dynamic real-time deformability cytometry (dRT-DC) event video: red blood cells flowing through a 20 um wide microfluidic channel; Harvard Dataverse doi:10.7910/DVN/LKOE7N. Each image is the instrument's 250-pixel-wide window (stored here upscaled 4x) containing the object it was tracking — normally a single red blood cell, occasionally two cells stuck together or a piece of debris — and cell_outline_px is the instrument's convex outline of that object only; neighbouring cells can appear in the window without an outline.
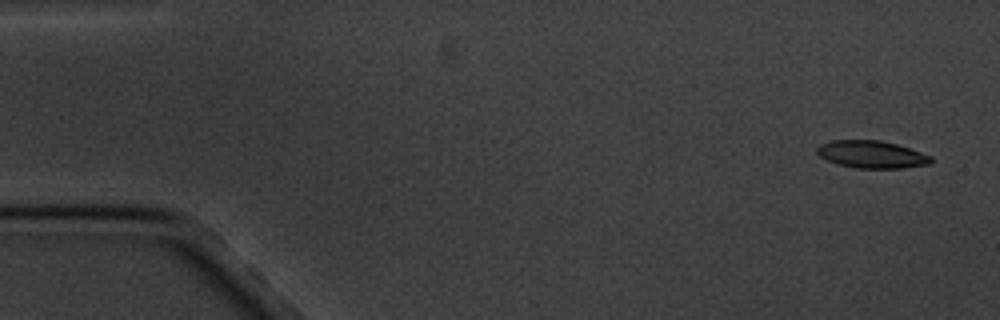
{"species": "common noctule bat (a hibernating species)", "species_latin": "Nyctalus noctula", "temperature_condition": "cold", "stored_images_in_passage": 5, "segment_of_instrument_passage": [1, 2], "camera_frame_rate_fps": 3000, "um_per_image_px": 0.085, "animal": {"sex": "male", "body_mass_g": 20.1, "forearm_length_mm": 53.5}, "frame": {"image": 1, "passage_image": 1, "time_ms": 0.0, "image_size_px": [1000, 320], "cell_outline_px": [[932, 164], [900, 168], [856, 168], [836, 164], [820, 156], [816, 152], [816, 148], [820, 144], [832, 140], [880, 140], [896, 144], [932, 156]], "centroid_in_image_um": [74.08, 13.13], "position_along_channel_um": 10.9, "area_um2": 18.21}}
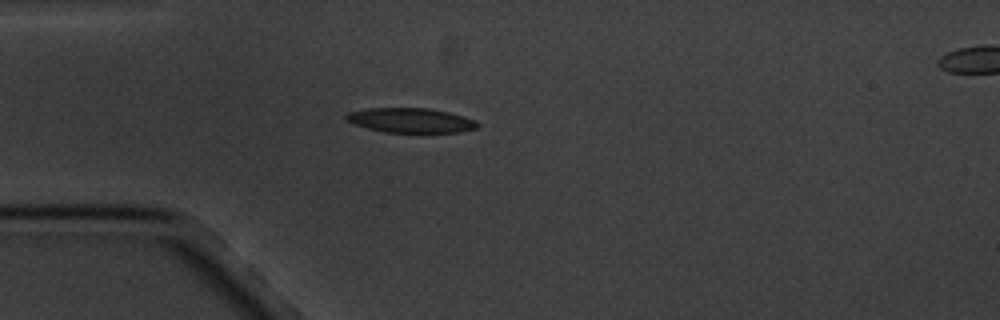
{"frame": {"image": 2, "passage_image": 4, "time_ms": 4.333, "image_size_px": [1000, 320], "cell_outline_px": [[480, 124], [476, 128], [460, 132], [384, 132], [352, 124], [344, 120], [344, 116], [348, 112], [368, 108], [428, 108], [448, 112], [464, 116], [476, 120]], "centroid_in_image_um": [34.88, 10.22], "position_along_channel_um": 50.1, "area_um2": 18.96}}